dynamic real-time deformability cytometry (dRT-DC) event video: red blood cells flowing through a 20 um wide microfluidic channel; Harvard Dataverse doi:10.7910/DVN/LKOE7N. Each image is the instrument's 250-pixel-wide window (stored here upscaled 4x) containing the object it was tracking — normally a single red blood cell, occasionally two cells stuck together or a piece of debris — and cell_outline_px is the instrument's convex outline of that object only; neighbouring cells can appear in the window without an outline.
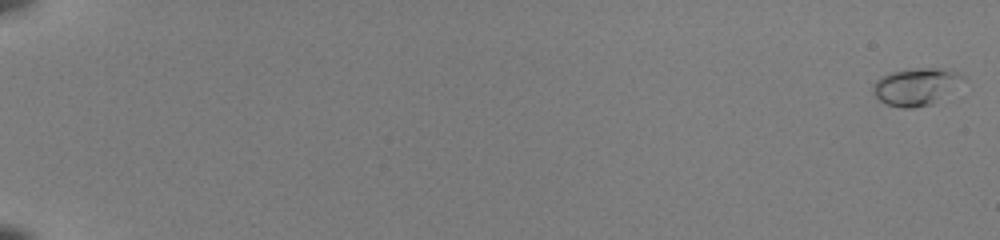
{"species": "common noctule bat (a hibernating species)", "species_latin": "Nyctalus noctula", "temperature_condition": "room temperature", "stored_images_in_passage": 54, "camera_frame_rate_fps": 3000, "um_per_image_px": 0.085, "animal": {"sex": "female", "body_mass_g": 22.0, "forearm_length_mm": 56.7}, "frame": {"image": 1, "passage_image": 1, "time_ms": 0.0, "image_size_px": [1000, 240], "cell_outline_px": [[968, 80], [932, 104], [912, 108], [904, 108], [888, 104], [880, 100], [872, 92], [872, 84], [876, 80], [892, 72], [916, 68], [936, 68], [960, 72]], "centroid_in_image_um": [77.91, 7.35], "position_along_channel_um": 7.1, "area_um2": 19.54}}
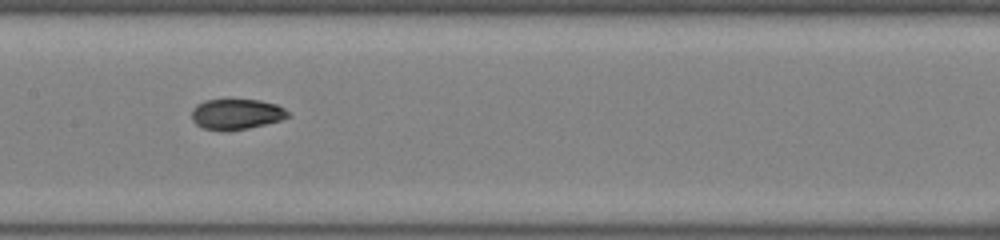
{"frame": {"image": 2, "passage_image": 31, "time_ms": 10.0, "image_size_px": [1000, 240], "cell_outline_px": [[292, 116], [280, 120], [248, 128], [204, 128], [196, 124], [192, 120], [192, 108], [196, 104], [204, 100], [260, 100], [276, 104], [284, 108]], "centroid_in_image_um": [20.11, 9.66], "position_along_channel_um": 187.3, "area_um2": 16.59}}
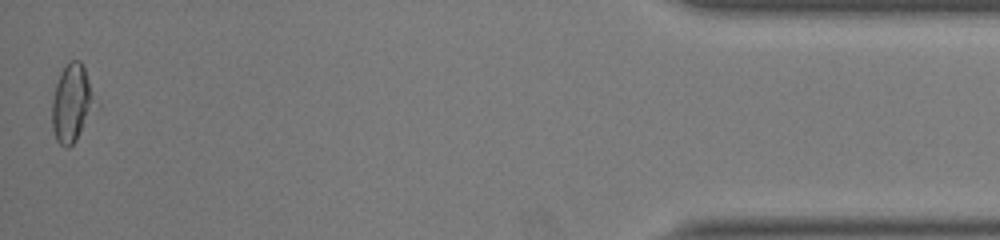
{"frame": {"image": 3, "passage_image": 54, "time_ms": 17.667, "image_size_px": [1000, 240], "cell_outline_px": [[92, 104], [76, 140], [68, 148], [64, 148], [56, 140], [52, 128], [52, 100], [56, 84], [60, 72], [68, 60], [80, 60], [84, 68], [88, 80], [92, 96]], "centroid_in_image_um": [6.0, 8.75], "position_along_channel_um": 429.2, "area_um2": 18.44}, "authors_computed_cell_mechanics": {"area_um2": 17.34, "velocity_mm_per_s": 4.0124, "shape_relaxation_time_tau1_ms": 11.0136, "shape_relaxation_time_tau2_ms": 1.4179, "deformation_change_tau1": 0.2948, "deformation_change_tau2": 0.0494}}